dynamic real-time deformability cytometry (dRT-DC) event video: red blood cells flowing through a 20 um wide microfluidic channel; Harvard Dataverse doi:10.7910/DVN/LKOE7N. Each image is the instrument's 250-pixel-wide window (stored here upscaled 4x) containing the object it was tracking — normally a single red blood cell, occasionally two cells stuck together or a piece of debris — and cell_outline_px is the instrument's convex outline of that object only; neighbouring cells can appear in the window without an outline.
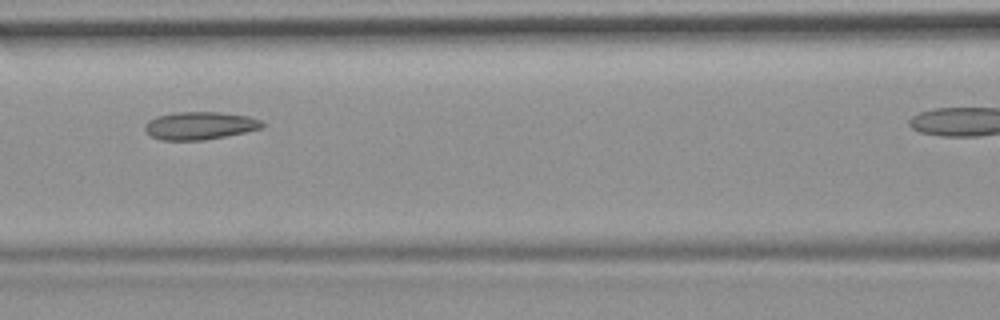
{"species": "common noctule bat (a hibernating species)", "species_latin": "Nyctalus noctula", "temperature_condition": "room temperature", "stored_images_in_passage": 7, "camera_frame_rate_fps": 3000, "um_per_image_px": 0.085, "animal": {"sex": "female", "body_mass_g": 19.9}, "frame": {"image": 1, "passage_image": 4, "time_ms": 1.0, "image_size_px": [1000, 320], "cell_outline_px": [[264, 124], [260, 128], [244, 132], [204, 140], [160, 140], [152, 136], [144, 128], [144, 124], [148, 120], [156, 116], [176, 112], [220, 112], [248, 116], [260, 120]], "centroid_in_image_um": [16.94, 10.67], "position_along_channel_um": 149.7, "area_um2": 18.84}}